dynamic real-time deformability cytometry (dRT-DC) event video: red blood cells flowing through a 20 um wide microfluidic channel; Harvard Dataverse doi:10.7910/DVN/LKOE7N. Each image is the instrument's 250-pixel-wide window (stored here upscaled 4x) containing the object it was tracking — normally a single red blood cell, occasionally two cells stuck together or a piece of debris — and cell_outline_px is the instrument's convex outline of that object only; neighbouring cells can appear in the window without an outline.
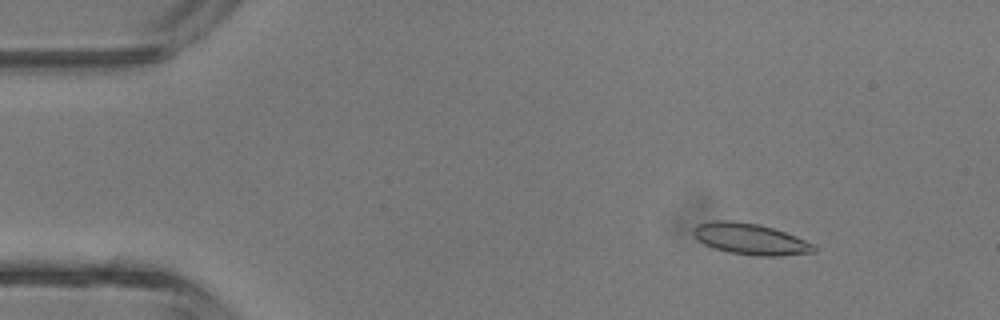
{"species": "common noctule bat (a hibernating species)", "species_latin": "Nyctalus noctula", "temperature_condition": "room temperature", "stored_images_in_passage": 43, "camera_frame_rate_fps": 3000, "um_per_image_px": 0.085, "animal": {"sex": "male", "body_mass_g": 13.3}, "frame": {"image": 1, "passage_image": 5, "time_ms": 1.333, "image_size_px": [1000, 320], "cell_outline_px": [[816, 252], [780, 256], [756, 256], [728, 252], [704, 244], [692, 232], [692, 228], [696, 224], [712, 220], [732, 220], [760, 224], [796, 236], [816, 244]], "centroid_in_image_um": [63.8, 20.31], "position_along_channel_um": 21.2, "area_um2": 22.08}}
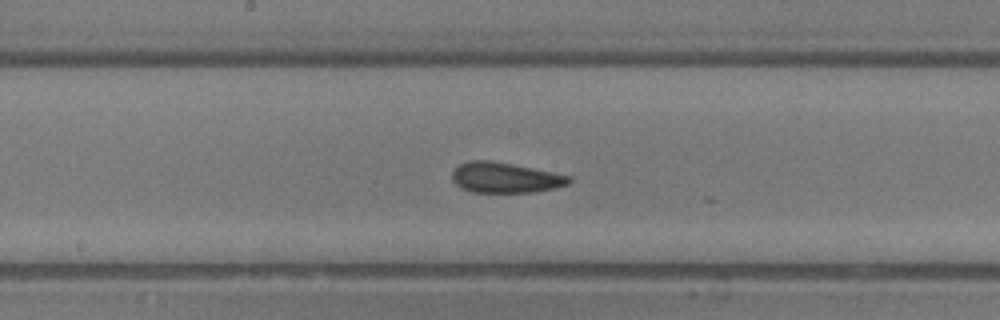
{"frame": {"image": 2, "passage_image": 22, "time_ms": 7.0, "image_size_px": [1000, 320], "cell_outline_px": [[572, 180], [568, 184], [556, 188], [532, 192], [472, 192], [460, 188], [452, 180], [452, 172], [460, 164], [468, 160], [492, 160], [572, 176]], "centroid_in_image_um": [42.93, 15.1], "position_along_channel_um": 205.3, "area_um2": 20.75}}
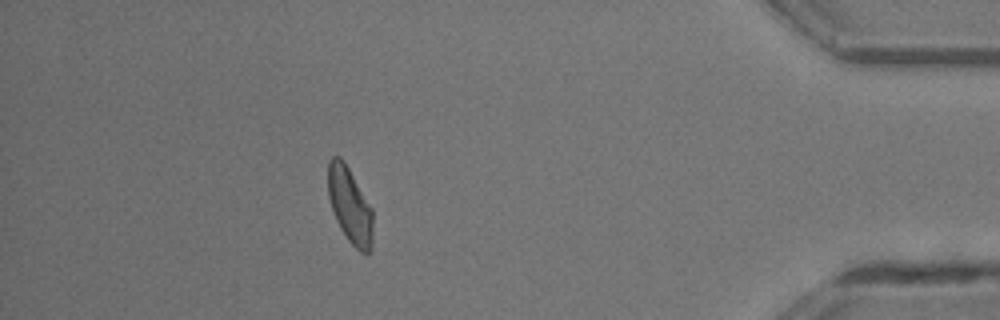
{"frame": {"image": 3, "passage_image": 38, "time_ms": 12.333, "image_size_px": [1000, 320], "cell_outline_px": [[372, 248], [368, 256], [360, 252], [348, 240], [340, 228], [336, 220], [328, 196], [328, 160], [332, 156], [340, 156], [344, 160], [372, 208]], "centroid_in_image_um": [29.74, 17.46], "position_along_channel_um": 405.5, "area_um2": 19.94}, "authors_computed_cell_mechanics": {"area_um2": 20.519, "velocity_mm_per_s": 4.7325, "shape_relaxation_time_tau1_ms": 6.2102, "shape_relaxation_time_tau2_ms": 1.3717, "deformation_change_tau1": 0.1856, "deformation_change_tau2": 0.0768}}